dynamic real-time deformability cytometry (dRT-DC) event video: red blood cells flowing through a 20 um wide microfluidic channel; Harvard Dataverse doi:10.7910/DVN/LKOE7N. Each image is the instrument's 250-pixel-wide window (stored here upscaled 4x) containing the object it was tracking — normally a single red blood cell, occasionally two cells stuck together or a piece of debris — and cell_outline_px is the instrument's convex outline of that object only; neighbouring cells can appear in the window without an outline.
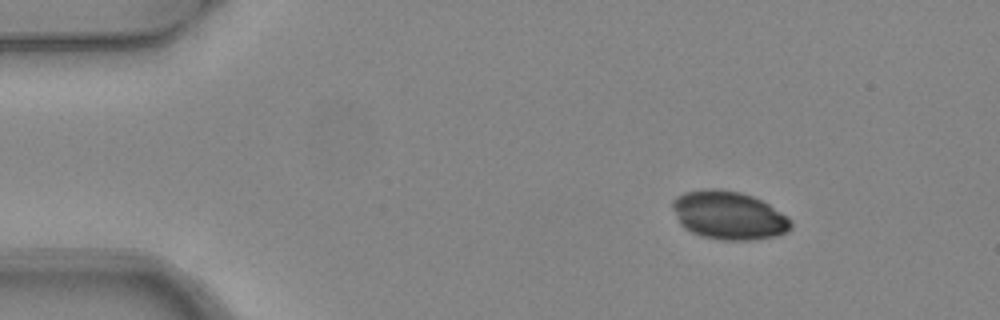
{"species": "common noctule bat (a hibernating species)", "species_latin": "Nyctalus noctula", "temperature_condition": "warm", "stored_images_in_passage": 3, "camera_frame_rate_fps": 3000, "um_per_image_px": 0.085, "animal": {"sex": "female", "body_mass_g": 24.6, "forearm_length_mm": 56.2}, "frame": {"image": 1, "passage_image": 1, "time_ms": 0.0, "image_size_px": [1000, 320], "cell_outline_px": [[792, 228], [788, 232], [776, 236], [752, 240], [720, 240], [700, 236], [684, 228], [680, 224], [672, 208], [672, 200], [676, 196], [684, 192], [708, 188], [716, 188], [740, 192], [752, 196], [768, 204], [788, 216], [792, 220]], "centroid_in_image_um": [61.94, 18.31], "position_along_channel_um": 23.1, "area_um2": 33.64}}